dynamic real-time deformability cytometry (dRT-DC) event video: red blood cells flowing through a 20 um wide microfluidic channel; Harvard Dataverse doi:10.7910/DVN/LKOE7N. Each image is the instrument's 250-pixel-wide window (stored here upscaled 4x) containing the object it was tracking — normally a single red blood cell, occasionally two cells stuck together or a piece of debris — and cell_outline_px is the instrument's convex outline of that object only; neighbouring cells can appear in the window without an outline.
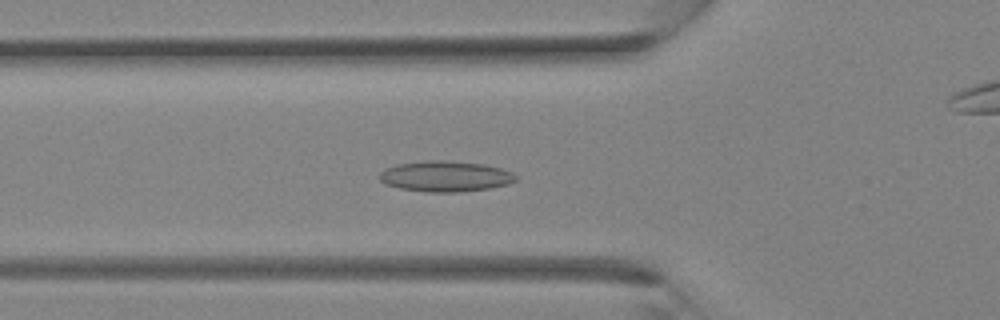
{"species": "Egyptian fruit bat (a non-hibernating species)", "species_latin": "Rousettus aegyptiacus", "temperature_condition": "room temperature", "stored_images_in_passage": 37, "camera_frame_rate_fps": 3000, "um_per_image_px": 0.085, "animal": {"sex": "female"}, "frame": {"image": 1, "passage_image": 13, "time_ms": 4.0, "image_size_px": [1000, 320], "cell_outline_px": [[516, 180], [508, 184], [492, 188], [460, 192], [428, 192], [400, 188], [384, 184], [380, 180], [380, 172], [384, 168], [396, 164], [428, 160], [444, 160], [484, 164], [500, 168], [512, 172], [516, 176]], "centroid_in_image_um": [37.84, 14.98], "position_along_channel_um": 88.0, "area_um2": 24.51}}
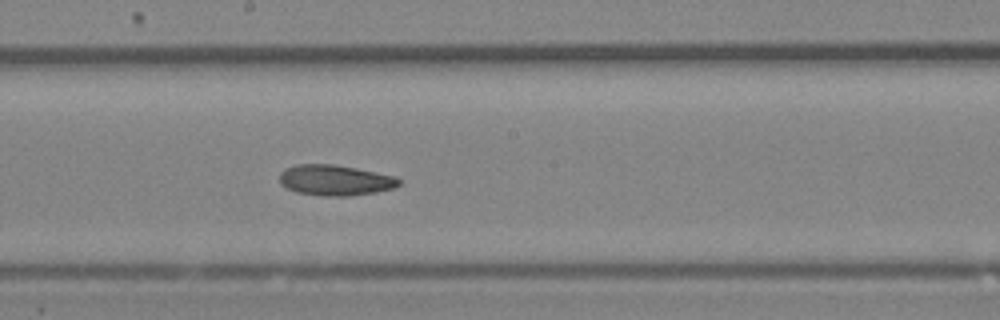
{"frame": {"image": 2, "passage_image": 20, "time_ms": 6.333, "image_size_px": [1000, 320], "cell_outline_px": [[400, 184], [396, 188], [376, 192], [348, 196], [324, 196], [296, 192], [280, 184], [280, 172], [284, 168], [296, 164], [332, 164], [356, 168], [396, 176], [400, 180]], "centroid_in_image_um": [28.49, 15.31], "position_along_channel_um": 219.7, "area_um2": 21.44}}
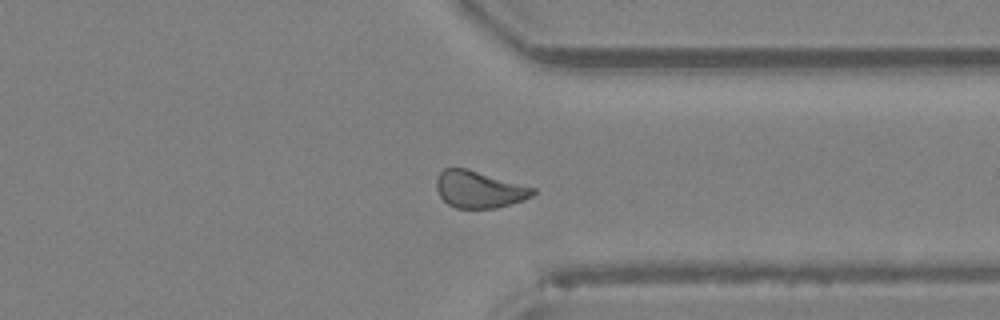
{"frame": {"image": 3, "passage_image": 28, "time_ms": 9.0, "image_size_px": [1000, 320], "cell_outline_px": [[536, 192], [532, 196], [524, 200], [496, 208], [456, 208], [448, 204], [440, 196], [436, 188], [436, 180], [440, 172], [444, 168], [468, 168], [536, 188]], "centroid_in_image_um": [40.73, 16.09], "position_along_channel_um": 370.7, "area_um2": 20.87}}